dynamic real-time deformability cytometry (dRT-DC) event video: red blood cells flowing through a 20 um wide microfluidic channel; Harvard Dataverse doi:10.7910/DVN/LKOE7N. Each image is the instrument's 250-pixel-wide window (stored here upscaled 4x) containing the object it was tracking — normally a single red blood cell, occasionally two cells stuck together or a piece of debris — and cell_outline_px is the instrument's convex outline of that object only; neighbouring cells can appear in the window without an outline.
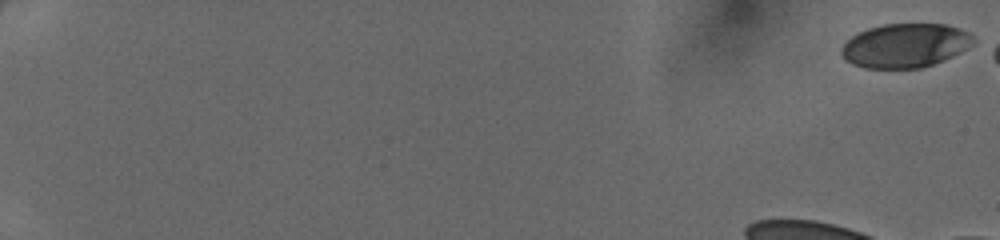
{"species": "human", "species_latin": "Homo sapiens", "temperature_condition": "cold", "stored_images_in_passage": 15, "camera_frame_rate_fps": 3000, "um_per_image_px": 0.085, "donor": {"sex": "female"}, "frame": {"image": 1, "passage_image": 1, "time_ms": 0.0, "image_size_px": [1000, 240], "cell_outline_px": [[972, 44], [968, 48], [944, 60], [920, 68], [864, 68], [852, 64], [844, 60], [840, 52], [840, 48], [852, 36], [868, 28], [884, 24], [944, 24], [960, 28], [968, 32], [972, 36]], "centroid_in_image_um": [76.91, 3.87], "position_along_channel_um": 8.1, "area_um2": 33.76}}
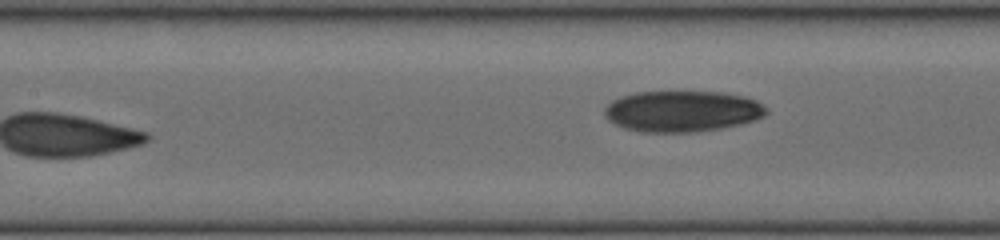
{"frame": {"image": 2, "passage_image": 15, "time_ms": 4.667, "image_size_px": [1000, 240], "cell_outline_px": [[768, 112], [764, 116], [740, 124], [720, 128], [692, 132], [640, 132], [624, 128], [608, 120], [604, 116], [604, 108], [612, 100], [620, 96], [636, 92], [724, 92], [744, 96], [756, 100], [768, 108]], "centroid_in_image_um": [57.97, 9.45], "position_along_channel_um": 149.4, "area_um2": 38.84}}